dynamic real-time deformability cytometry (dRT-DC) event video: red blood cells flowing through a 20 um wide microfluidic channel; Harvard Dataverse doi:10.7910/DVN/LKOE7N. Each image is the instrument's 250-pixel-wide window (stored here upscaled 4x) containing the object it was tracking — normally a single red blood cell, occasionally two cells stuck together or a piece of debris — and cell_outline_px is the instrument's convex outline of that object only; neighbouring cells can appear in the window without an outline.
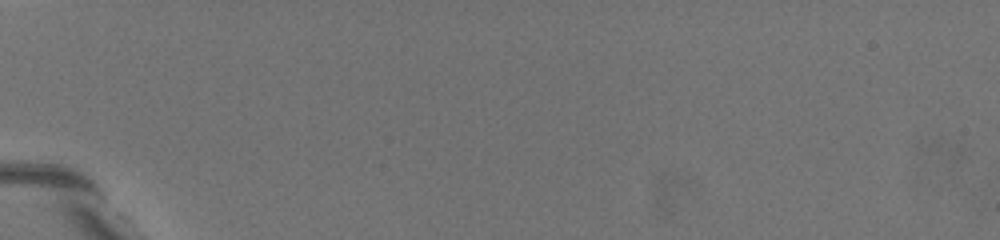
{"species": "common noctule bat (a hibernating species)", "species_latin": "Nyctalus noctula", "temperature_condition": "warm", "stored_images_in_passage": 2, "camera_frame_rate_fps": 3000, "um_per_image_px": 0.085, "animal": {"sex": "female", "body_mass_g": 19.5, "forearm_length_mm": 54.1}, "frame": {"image": 1, "passage_image": 1, "time_ms": 0.0, "image_size_px": [1000, 240], "cell_outline_px": [[184, 208], [168, 208], [120, 168], [116, 164], [96, 136], [124, 140], [132, 144], [144, 156], [176, 196]], "centroid_in_image_um": [11.89, 14.47], "position_along_channel_um": 73.1, "area_um2": 14.22}}